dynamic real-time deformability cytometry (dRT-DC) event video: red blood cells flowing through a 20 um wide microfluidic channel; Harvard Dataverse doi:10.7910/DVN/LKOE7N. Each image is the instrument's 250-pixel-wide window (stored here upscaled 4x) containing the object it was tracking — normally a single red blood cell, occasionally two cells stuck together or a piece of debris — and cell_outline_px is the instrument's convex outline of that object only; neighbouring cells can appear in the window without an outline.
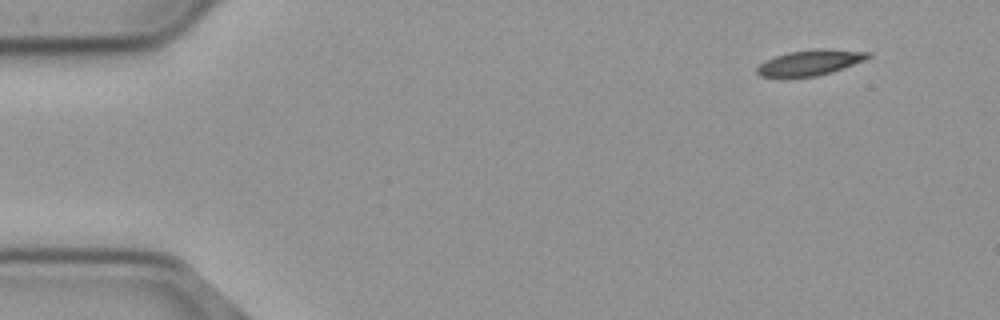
{"species": "common noctule bat (a hibernating species)", "species_latin": "Nyctalus noctula", "temperature_condition": "cold", "stored_images_in_passage": 50, "camera_frame_rate_fps": 3000, "um_per_image_px": 0.085, "animal": {"sex": "male", "body_mass_g": 23.1, "forearm_length_mm": 52.7}, "frame": {"image": 1, "passage_image": 1, "time_ms": 0.0, "image_size_px": [1000, 320], "cell_outline_px": [[872, 56], [864, 60], [832, 72], [816, 76], [760, 76], [756, 72], [756, 68], [764, 60], [788, 52], [816, 48], [824, 48], [872, 52]], "centroid_in_image_um": [68.89, 5.29], "position_along_channel_um": 16.1, "area_um2": 16.42}}
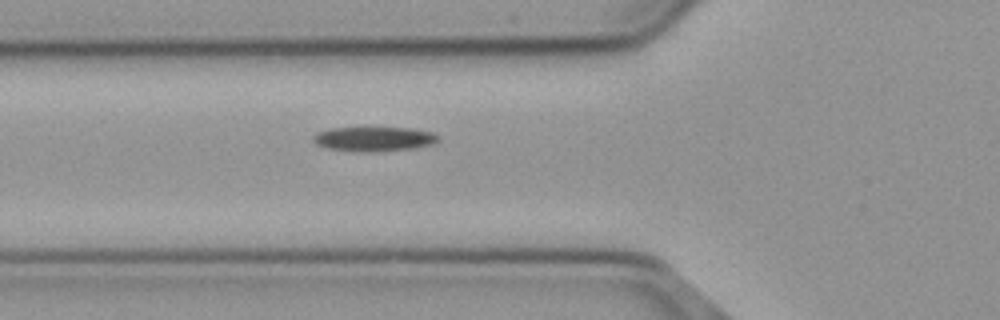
{"frame": {"image": 2, "passage_image": 16, "time_ms": 5.0, "image_size_px": [1000, 320], "cell_outline_px": [[440, 140], [428, 144], [412, 148], [376, 152], [360, 152], [328, 148], [316, 144], [312, 140], [312, 136], [320, 132], [332, 128], [412, 128], [428, 132], [436, 136]], "centroid_in_image_um": [31.72, 11.82], "position_along_channel_um": 94.1, "area_um2": 17.46}}
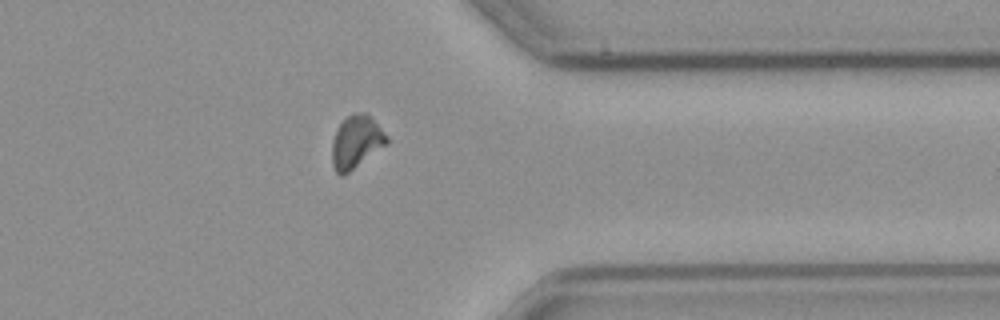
{"frame": {"image": 3, "passage_image": 40, "time_ms": 13.0, "image_size_px": [1000, 320], "cell_outline_px": [[388, 144], [344, 176], [340, 176], [336, 172], [332, 164], [332, 140], [340, 124], [348, 116], [356, 112], [364, 112], [388, 136]], "centroid_in_image_um": [30.27, 12.11], "position_along_channel_um": 381.1, "area_um2": 16.7}, "authors_computed_cell_mechanics": {"area_um2": 16.8776, "velocity_mm_per_s": 3.6991, "shape_relaxation_time_tau1_ms": 5.9594, "shape_relaxation_time_tau2_ms": 6.3914, "deformation_change_tau1": 0.131, "deformation_change_tau2": 0.1254}}